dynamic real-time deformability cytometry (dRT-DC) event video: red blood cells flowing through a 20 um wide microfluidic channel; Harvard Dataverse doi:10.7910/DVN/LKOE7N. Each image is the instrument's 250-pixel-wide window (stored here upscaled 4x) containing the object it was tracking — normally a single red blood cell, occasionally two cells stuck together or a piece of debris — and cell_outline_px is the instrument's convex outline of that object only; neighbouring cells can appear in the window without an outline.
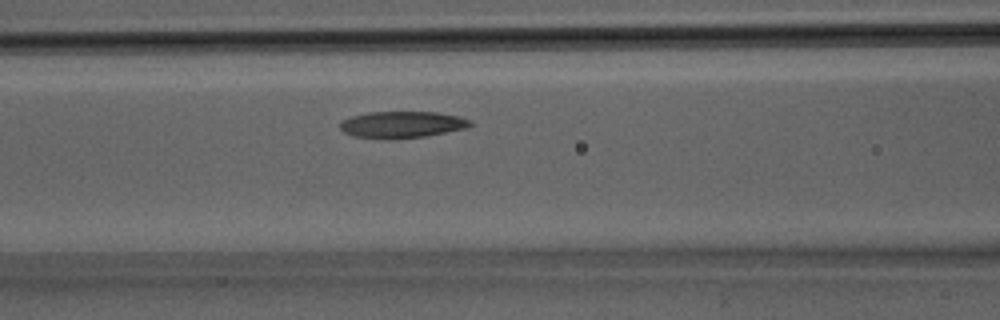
{"species": "Egyptian fruit bat (a non-hibernating species)", "species_latin": "Rousettus aegyptiacus", "temperature_condition": "room temperature", "stored_images_in_passage": 14, "camera_frame_rate_fps": 3000, "um_per_image_px": 0.085, "animal": {"sex": "male"}, "frame": {"image": 1, "passage_image": 8, "time_ms": 2.333, "image_size_px": [1000, 320], "cell_outline_px": [[472, 124], [468, 128], [424, 136], [396, 140], [380, 140], [356, 136], [344, 132], [340, 128], [340, 124], [344, 120], [352, 116], [368, 112], [436, 112], [456, 116], [472, 120]], "centroid_in_image_um": [34.17, 10.61], "position_along_channel_um": 132.4, "area_um2": 20.35}}
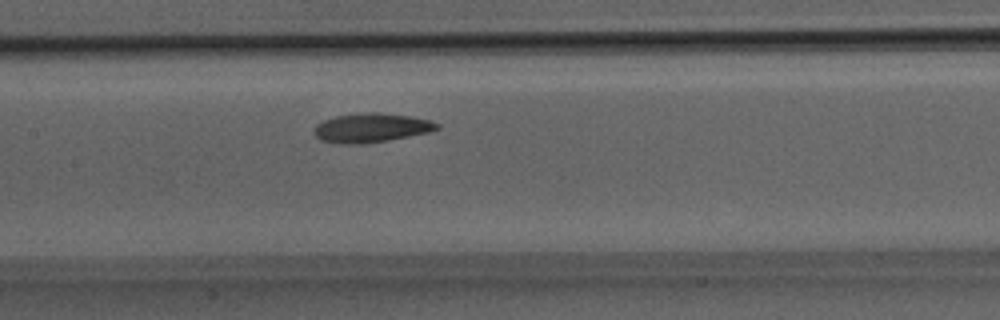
{"frame": {"image": 2, "passage_image": 10, "time_ms": 3.0, "image_size_px": [1000, 320], "cell_outline_px": [[440, 128], [428, 132], [388, 140], [364, 144], [340, 144], [320, 140], [312, 132], [312, 128], [316, 124], [324, 120], [336, 116], [368, 112], [380, 112], [412, 116], [432, 120], [440, 124]], "centroid_in_image_um": [31.54, 10.86], "position_along_channel_um": 175.9, "area_um2": 21.1}}